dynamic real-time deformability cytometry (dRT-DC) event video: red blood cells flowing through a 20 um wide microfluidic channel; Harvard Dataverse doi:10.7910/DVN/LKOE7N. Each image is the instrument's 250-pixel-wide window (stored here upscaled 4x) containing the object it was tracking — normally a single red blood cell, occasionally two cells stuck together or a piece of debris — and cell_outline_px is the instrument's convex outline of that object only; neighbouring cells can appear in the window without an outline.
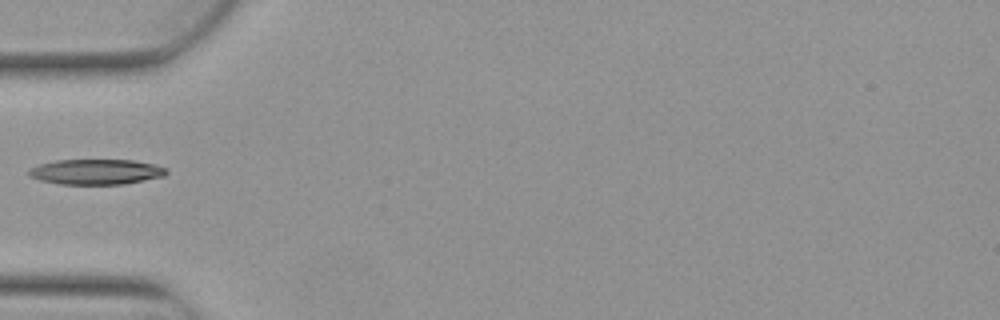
{"species": "Egyptian fruit bat (a non-hibernating species)", "species_latin": "Rousettus aegyptiacus", "temperature_condition": "warm", "stored_images_in_passage": 1, "camera_frame_rate_fps": 3000, "um_per_image_px": 0.085, "animal": {"sex": "female"}, "frame": {"image": 1, "passage_image": 1, "time_ms": 0.0, "image_size_px": [1000, 320], "cell_outline_px": [[168, 172], [164, 176], [124, 184], [60, 184], [40, 180], [28, 176], [28, 168], [40, 164], [56, 160], [132, 160], [156, 164], [168, 168]], "centroid_in_image_um": [8.17, 14.6], "position_along_channel_um": 76.8, "area_um2": 20.4}}